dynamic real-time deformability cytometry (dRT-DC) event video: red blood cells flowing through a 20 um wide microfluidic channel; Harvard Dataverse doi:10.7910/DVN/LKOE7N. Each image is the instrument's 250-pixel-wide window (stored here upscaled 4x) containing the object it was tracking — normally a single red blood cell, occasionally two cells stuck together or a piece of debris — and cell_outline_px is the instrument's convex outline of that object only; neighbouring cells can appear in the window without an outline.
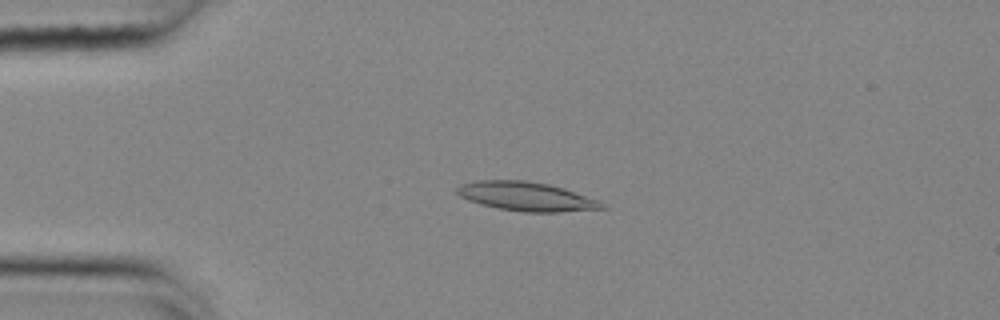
{"species": "common noctule bat (a hibernating species)", "species_latin": "Nyctalus noctula", "temperature_condition": "cold", "stored_images_in_passage": 48, "camera_frame_rate_fps": 3000, "um_per_image_px": 0.085, "animal": {"sex": "female", "body_mass_g": 25.1}, "frame": {"image": 1, "passage_image": 6, "time_ms": 1.667, "image_size_px": [1000, 320], "cell_outline_px": [[608, 208], [560, 212], [524, 212], [500, 208], [480, 204], [468, 200], [460, 196], [456, 192], [456, 188], [460, 184], [476, 180], [524, 180], [548, 184], [564, 188], [600, 200]], "centroid_in_image_um": [44.75, 16.69], "position_along_channel_um": 40.2, "area_um2": 24.57}}
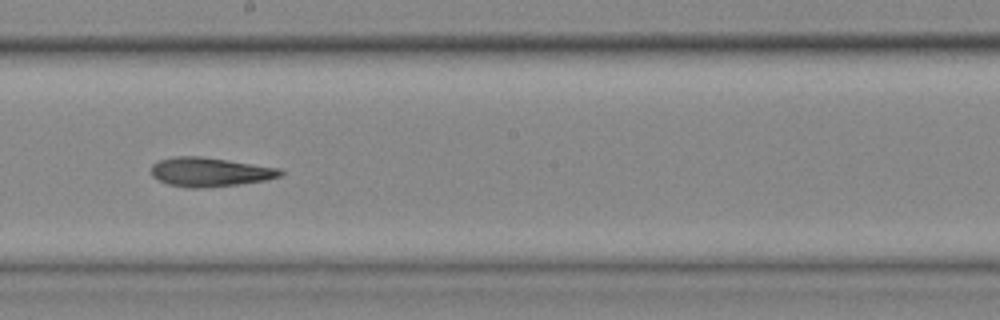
{"frame": {"image": 2, "passage_image": 24, "time_ms": 7.667, "image_size_px": [1000, 320], "cell_outline_px": [[284, 172], [280, 176], [268, 180], [236, 184], [196, 188], [188, 188], [168, 184], [152, 176], [152, 164], [160, 160], [176, 156], [200, 156], [228, 160], [280, 168]], "centroid_in_image_um": [17.85, 14.61], "position_along_channel_um": 230.3, "area_um2": 21.68}}
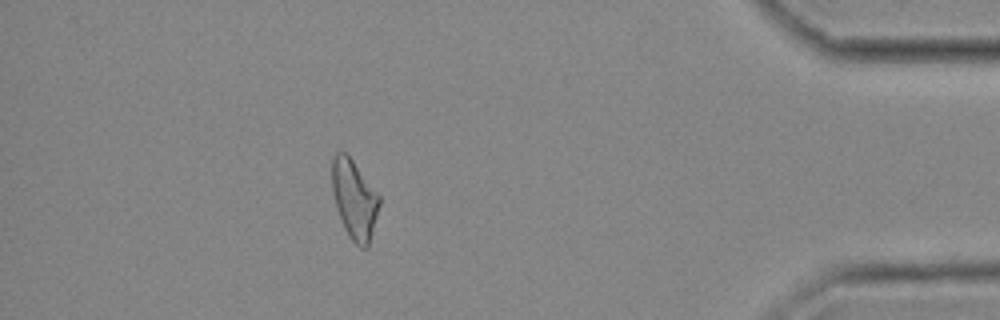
{"frame": {"image": 3, "passage_image": 42, "time_ms": 13.667, "image_size_px": [1000, 320], "cell_outline_px": [[380, 204], [368, 248], [360, 248], [348, 236], [344, 228], [336, 204], [332, 188], [332, 156], [336, 152], [344, 152], [352, 160], [380, 196]], "centroid_in_image_um": [30.12, 16.96], "position_along_channel_um": 405.1, "area_um2": 21.5}, "authors_computed_cell_mechanics": {"area_um2": 22.1952, "velocity_mm_per_s": 3.661, "shape_relaxation_time_tau1_ms": 5.1409, "shape_relaxation_time_tau2_ms": 4.6147, "deformation_change_tau1": 0.1574, "deformation_change_tau2": 0.1509}}